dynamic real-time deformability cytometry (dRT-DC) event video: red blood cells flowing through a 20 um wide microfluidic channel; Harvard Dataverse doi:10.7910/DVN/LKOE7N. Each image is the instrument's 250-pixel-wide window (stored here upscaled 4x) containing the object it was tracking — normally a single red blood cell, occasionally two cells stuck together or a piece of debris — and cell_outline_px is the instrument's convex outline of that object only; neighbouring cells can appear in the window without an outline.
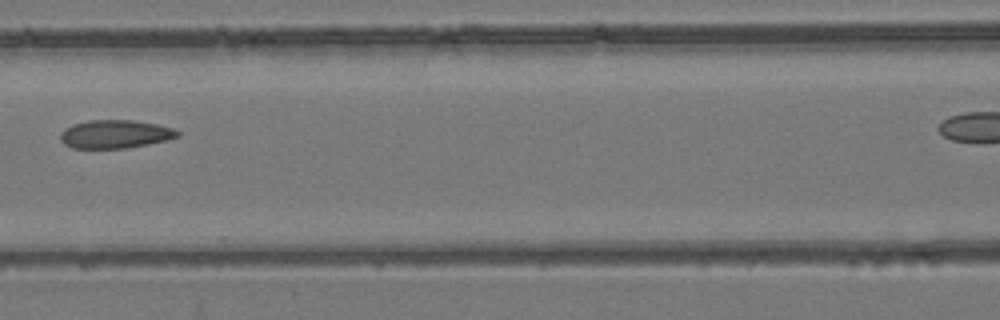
{"species": "common noctule bat (a hibernating species)", "species_latin": "Nyctalus noctula", "temperature_condition": "room temperature", "stored_images_in_passage": 7, "segment_of_instrument_passage": [1, 2], "camera_frame_rate_fps": 3000, "um_per_image_px": 0.085, "animal": {"sex": "female", "body_mass_g": 24.6, "forearm_length_mm": 56.2}, "frame": {"image": 1, "passage_image": 5, "time_ms": 5.667, "image_size_px": [1000, 320], "cell_outline_px": [[180, 136], [168, 140], [148, 144], [124, 148], [72, 148], [64, 144], [60, 140], [60, 132], [64, 128], [72, 124], [88, 120], [132, 120], [156, 124], [172, 128], [180, 132]], "centroid_in_image_um": [9.76, 11.4], "position_along_channel_um": 156.8, "area_um2": 19.42}}
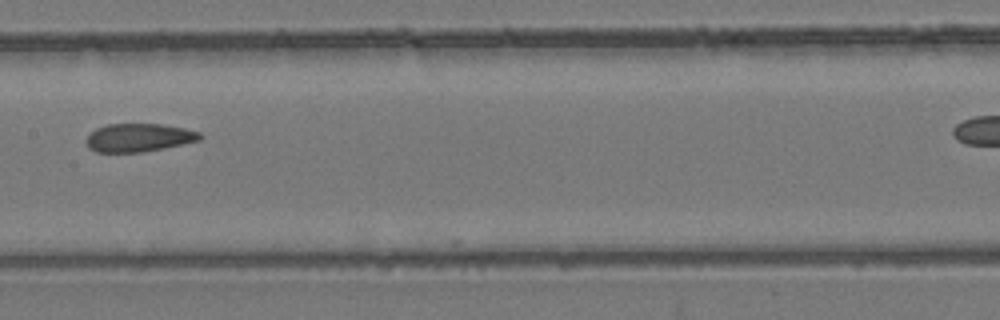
{"frame": {"image": 2, "passage_image": 6, "time_ms": 6.667, "image_size_px": [1000, 320], "cell_outline_px": [[204, 136], [200, 140], [164, 148], [144, 152], [96, 152], [88, 148], [84, 140], [96, 128], [108, 124], [160, 124], [184, 128], [200, 132]], "centroid_in_image_um": [11.79, 11.7], "position_along_channel_um": 195.6, "area_um2": 18.79}}